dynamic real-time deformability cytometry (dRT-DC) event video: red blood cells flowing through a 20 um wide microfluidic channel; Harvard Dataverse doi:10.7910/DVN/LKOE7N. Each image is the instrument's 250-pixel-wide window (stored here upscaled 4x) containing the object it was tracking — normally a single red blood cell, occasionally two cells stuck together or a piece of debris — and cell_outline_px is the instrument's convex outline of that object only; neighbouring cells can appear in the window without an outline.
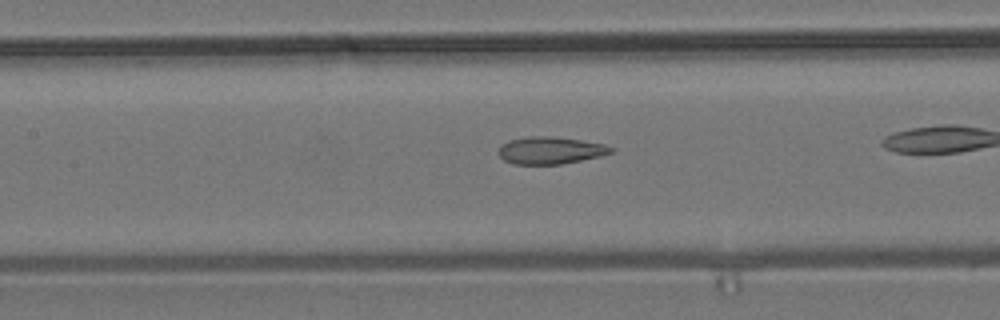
{"species": "common noctule bat (a hibernating species)", "species_latin": "Nyctalus noctula", "temperature_condition": "room temperature", "stored_images_in_passage": 31, "camera_frame_rate_fps": 3000, "um_per_image_px": 0.085, "animal": {"sex": "male", "body_mass_g": 19.2, "forearm_length_mm": 51.8}, "frame": {"image": 1, "passage_image": 14, "time_ms": 4.333, "image_size_px": [1000, 320], "cell_outline_px": [[616, 152], [600, 156], [560, 164], [512, 164], [504, 160], [496, 152], [500, 144], [508, 140], [528, 136], [552, 136], [580, 140], [604, 144], [616, 148]], "centroid_in_image_um": [46.76, 12.77], "position_along_channel_um": 160.6, "area_um2": 18.09}}